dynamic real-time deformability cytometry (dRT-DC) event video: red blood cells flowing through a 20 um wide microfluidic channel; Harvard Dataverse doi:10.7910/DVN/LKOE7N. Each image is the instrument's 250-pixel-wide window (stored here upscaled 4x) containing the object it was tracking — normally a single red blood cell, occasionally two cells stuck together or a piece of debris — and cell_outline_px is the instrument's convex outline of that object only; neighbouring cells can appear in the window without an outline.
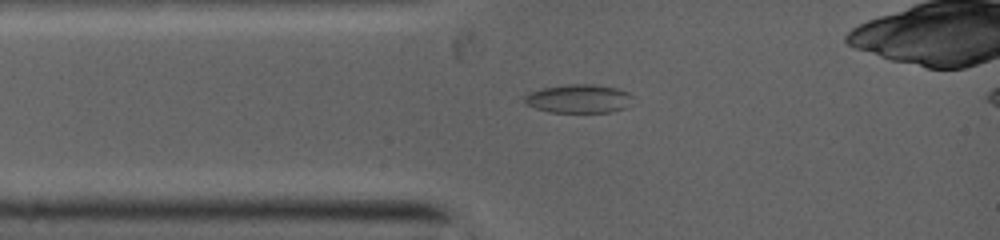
{"species": "common noctule bat (a hibernating species)", "species_latin": "Nyctalus noctula", "temperature_condition": "warm", "stored_images_in_passage": 4, "camera_frame_rate_fps": 5000, "um_per_image_px": 0.085, "animal": {"sex": "female", "body_mass_g": 19.0, "forearm_length_mm": 53.3}, "frame": {"image": 1, "passage_image": 2, "time_ms": 1.0, "image_size_px": [1000, 240], "cell_outline_px": [[636, 96], [624, 108], [608, 112], [552, 112], [536, 108], [528, 104], [524, 100], [524, 96], [532, 92], [544, 88], [572, 84], [592, 84], [616, 88], [628, 92]], "centroid_in_image_um": [49.25, 8.39], "position_along_channel_um": 35.8, "area_um2": 17.74}}
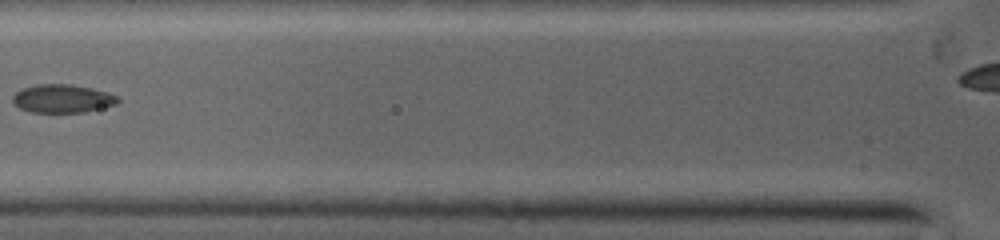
{"frame": {"image": 2, "passage_image": 4, "time_ms": 3.0, "image_size_px": [1000, 240], "cell_outline_px": [[120, 100], [116, 104], [80, 112], [32, 112], [20, 108], [12, 100], [12, 96], [16, 92], [24, 88], [40, 84], [68, 84], [88, 88], [104, 92], [116, 96]], "centroid_in_image_um": [5.26, 8.38], "position_along_channel_um": 120.5, "area_um2": 16.76}}